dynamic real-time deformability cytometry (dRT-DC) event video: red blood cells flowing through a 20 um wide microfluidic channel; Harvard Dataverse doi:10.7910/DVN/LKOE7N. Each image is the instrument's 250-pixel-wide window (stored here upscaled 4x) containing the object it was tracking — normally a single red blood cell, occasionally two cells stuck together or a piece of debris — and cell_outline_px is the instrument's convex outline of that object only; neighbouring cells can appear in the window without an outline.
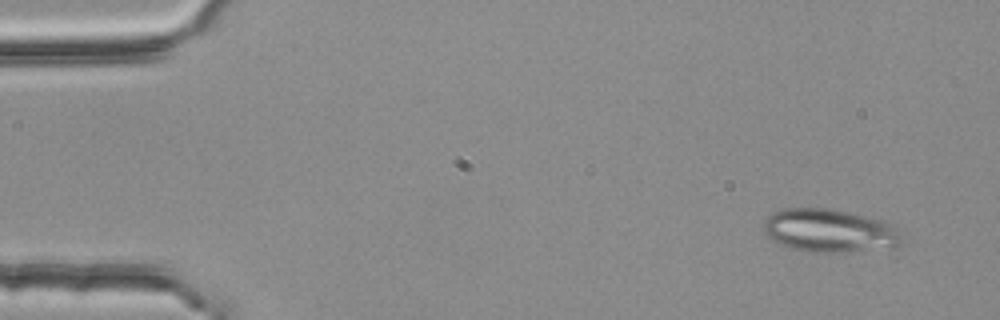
{"species": "common noctule bat (a hibernating species)", "species_latin": "Nyctalus noctula", "temperature_condition": "room temperature", "stored_images_in_passage": 4, "camera_frame_rate_fps": 3000, "um_per_image_px": 0.085, "animal": {"sex": "female", "body_mass_g": 25.1}, "frame": {"image": 1, "passage_image": 1, "time_ms": 0.0, "image_size_px": [1000, 320], "cell_outline_px": [[904, 244], [892, 248], [844, 252], [816, 252], [792, 248], [780, 244], [768, 236], [764, 232], [764, 220], [768, 216], [784, 208], [828, 208], [884, 220], [892, 224], [896, 228]], "centroid_in_image_um": [70.55, 19.61], "position_along_channel_um": 14.4, "area_um2": 34.74}}